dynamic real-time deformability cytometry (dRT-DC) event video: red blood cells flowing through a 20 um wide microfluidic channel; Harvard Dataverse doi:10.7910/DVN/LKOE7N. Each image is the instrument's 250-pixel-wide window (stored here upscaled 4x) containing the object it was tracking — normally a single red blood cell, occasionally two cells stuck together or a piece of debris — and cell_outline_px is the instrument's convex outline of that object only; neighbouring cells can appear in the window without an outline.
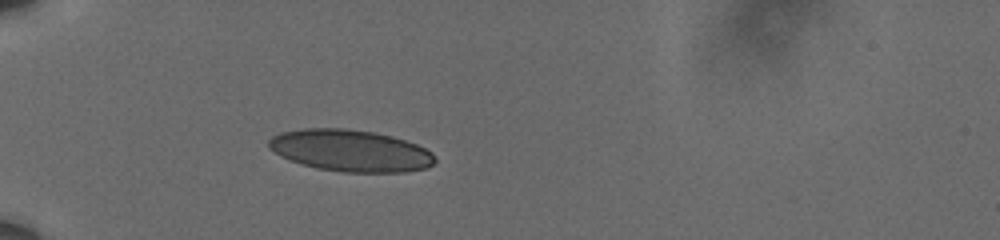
{"species": "human", "species_latin": "Homo sapiens", "temperature_condition": "cold", "stored_images_in_passage": 40, "camera_frame_rate_fps": 3000, "um_per_image_px": 0.085, "donor": {"sex": "male"}, "frame": {"image": 1, "passage_image": 1, "time_ms": 0.0, "image_size_px": [1000, 240], "cell_outline_px": [[436, 160], [432, 164], [424, 168], [404, 172], [344, 172], [316, 168], [280, 156], [268, 148], [268, 140], [272, 136], [280, 132], [304, 128], [344, 128], [372, 132], [392, 136], [416, 144], [432, 152], [436, 156]], "centroid_in_image_um": [29.77, 12.79], "position_along_channel_um": 55.2, "area_um2": 40.34}}
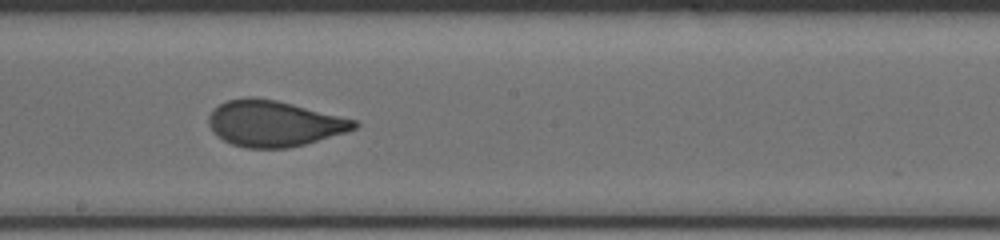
{"frame": {"image": 2, "passage_image": 17, "time_ms": 5.333, "image_size_px": [1000, 240], "cell_outline_px": [[360, 124], [356, 128], [344, 132], [304, 144], [288, 148], [244, 148], [232, 144], [216, 136], [208, 124], [208, 116], [220, 104], [228, 100], [244, 96], [252, 96], [276, 100], [356, 120]], "centroid_in_image_um": [23.24, 10.49], "position_along_channel_um": 225.0, "area_um2": 38.67}}
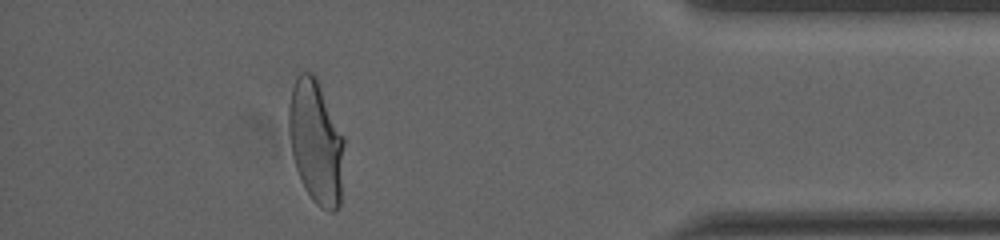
{"frame": {"image": 3, "passage_image": 35, "time_ms": 11.333, "image_size_px": [1000, 240], "cell_outline_px": [[344, 144], [340, 204], [336, 212], [332, 212], [320, 208], [312, 200], [304, 188], [296, 168], [292, 156], [288, 132], [288, 104], [292, 88], [296, 76], [300, 72], [312, 72], [316, 76], [344, 136]], "centroid_in_image_um": [26.84, 12.07], "position_along_channel_um": 408.4, "area_um2": 40.4}, "authors_computed_cell_mechanics": {"area_um2": 39.1884, "velocity_mm_per_s": 3.6003, "shape_relaxation_time_tau1_ms": 5.6106, "shape_relaxation_time_tau2_ms": null, "deformation_change_tau1": 0.1748, "deformation_change_tau2": null}}